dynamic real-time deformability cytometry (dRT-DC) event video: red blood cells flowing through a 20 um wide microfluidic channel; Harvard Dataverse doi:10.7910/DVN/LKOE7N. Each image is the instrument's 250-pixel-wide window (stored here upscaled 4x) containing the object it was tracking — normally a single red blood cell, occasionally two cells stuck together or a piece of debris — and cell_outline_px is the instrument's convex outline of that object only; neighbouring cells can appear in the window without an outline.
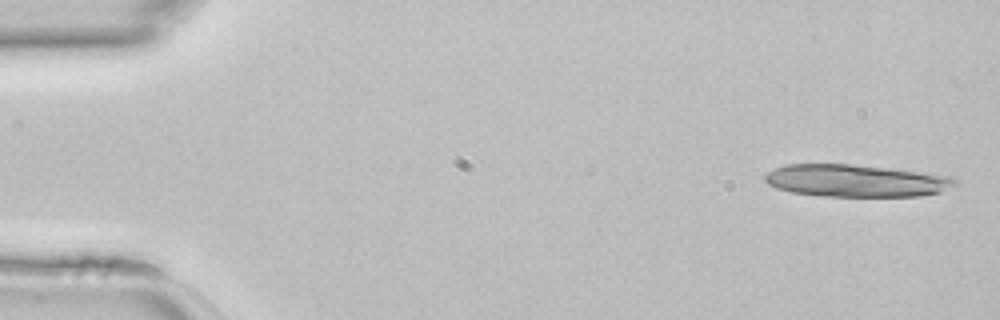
{"species": "common noctule bat (a hibernating species)", "species_latin": "Nyctalus noctula", "temperature_condition": "room temperature", "stored_images_in_passage": 11, "camera_frame_rate_fps": 3000, "um_per_image_px": 0.085, "animal": {"sex": "female", "body_mass_g": 22.7, "forearm_length_mm": 54.2}, "frame": {"image": 1, "passage_image": 1, "time_ms": 0.0, "image_size_px": [1000, 320], "cell_outline_px": [[960, 184], [940, 192], [920, 196], [824, 196], [792, 192], [776, 188], [768, 184], [764, 180], [764, 176], [768, 172], [776, 168], [788, 164], [852, 164], [888, 168], [948, 176], [956, 180]], "centroid_in_image_um": [72.75, 15.36], "position_along_channel_um": 12.3, "area_um2": 35.6}}